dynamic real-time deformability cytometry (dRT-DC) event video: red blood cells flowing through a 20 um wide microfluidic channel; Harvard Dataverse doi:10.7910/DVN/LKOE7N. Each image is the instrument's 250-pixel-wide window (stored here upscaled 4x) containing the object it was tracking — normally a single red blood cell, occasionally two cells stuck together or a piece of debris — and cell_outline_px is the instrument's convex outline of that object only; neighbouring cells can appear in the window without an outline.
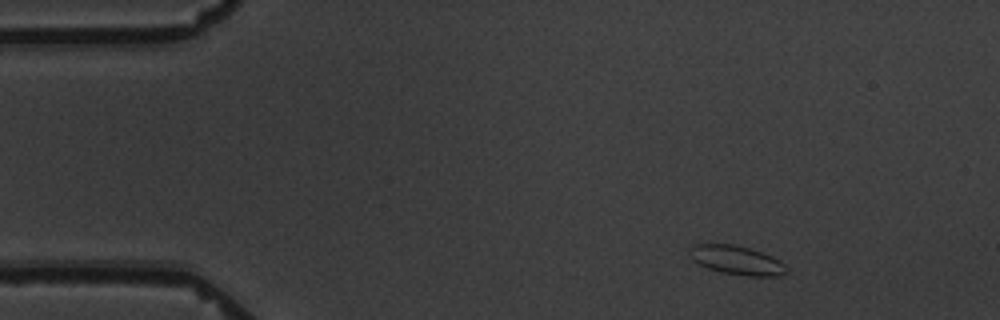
{"species": "common noctule bat (a hibernating species)", "species_latin": "Nyctalus noctula", "temperature_condition": "warm", "stored_images_in_passage": 5, "segment_of_instrument_passage": [1, 2], "camera_frame_rate_fps": 3000, "um_per_image_px": 0.085, "animal": {"sex": "male", "body_mass_g": 19.5, "forearm_length_mm": 54.6}, "frame": {"image": 1, "passage_image": 1, "time_ms": 0.0, "image_size_px": [1000, 320], "cell_outline_px": [[788, 272], [776, 276], [748, 276], [720, 272], [708, 268], [692, 260], [688, 256], [688, 248], [692, 244], [732, 244], [748, 248], [760, 252], [784, 264], [788, 268]], "centroid_in_image_um": [62.54, 22.11], "position_along_channel_um": 22.5, "area_um2": 16.24}}
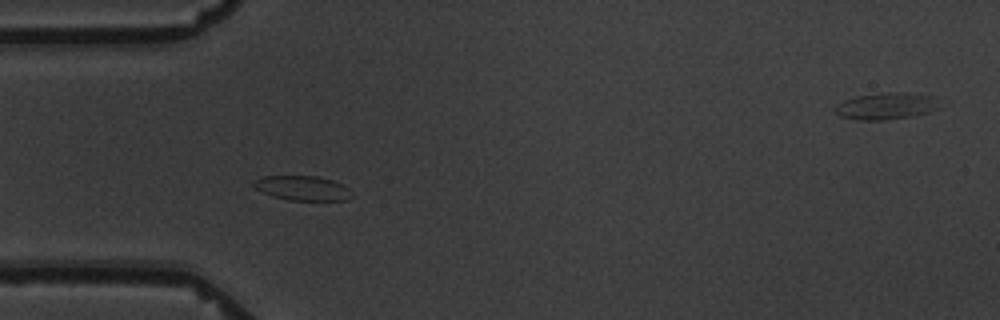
{"frame": {"image": 2, "passage_image": 4, "time_ms": 3.333, "image_size_px": [1000, 320], "cell_outline_px": [[352, 196], [348, 200], [288, 200], [272, 196], [256, 188], [252, 184], [252, 180], [264, 176], [320, 176], [332, 180], [348, 188]], "centroid_in_image_um": [25.69, 15.98], "position_along_channel_um": 59.3, "area_um2": 13.99}}